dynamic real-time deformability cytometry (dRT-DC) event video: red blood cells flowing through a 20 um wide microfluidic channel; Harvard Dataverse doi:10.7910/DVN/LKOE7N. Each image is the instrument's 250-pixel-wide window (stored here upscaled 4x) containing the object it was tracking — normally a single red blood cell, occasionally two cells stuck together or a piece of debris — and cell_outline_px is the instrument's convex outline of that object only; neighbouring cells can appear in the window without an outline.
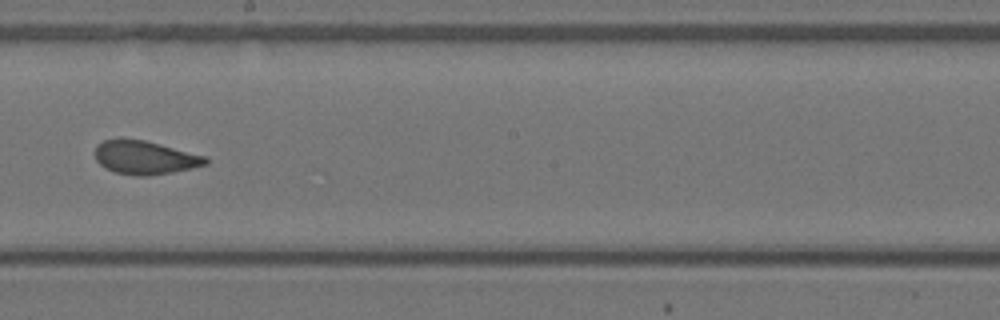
{"species": "Egyptian fruit bat (a non-hibernating species)", "species_latin": "Rousettus aegyptiacus", "temperature_condition": "warm", "stored_images_in_passage": 36, "camera_frame_rate_fps": 3000, "um_per_image_px": 0.085, "animal": {"sex": "female"}, "frame": {"image": 1, "passage_image": 21, "time_ms": 6.667, "image_size_px": [1000, 320], "cell_outline_px": [[208, 164], [172, 172], [144, 176], [136, 176], [116, 172], [104, 168], [96, 160], [92, 152], [96, 144], [104, 140], [120, 136], [144, 140], [208, 156]], "centroid_in_image_um": [12.25, 13.35], "position_along_channel_um": 236.0, "area_um2": 22.14}}